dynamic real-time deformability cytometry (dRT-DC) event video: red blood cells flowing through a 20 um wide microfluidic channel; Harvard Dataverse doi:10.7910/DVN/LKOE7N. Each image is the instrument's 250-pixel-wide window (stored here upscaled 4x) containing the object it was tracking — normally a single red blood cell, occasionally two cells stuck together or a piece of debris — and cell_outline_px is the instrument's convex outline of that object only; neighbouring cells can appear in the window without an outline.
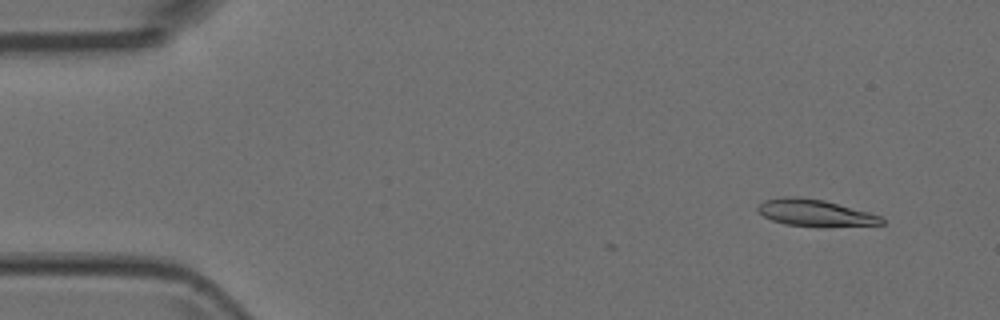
{"species": "Egyptian fruit bat (a non-hibernating species)", "species_latin": "Rousettus aegyptiacus", "temperature_condition": "room temperature", "stored_images_in_passage": 3, "camera_frame_rate_fps": 3000, "um_per_image_px": 0.085, "animal": {"sex": "female"}, "frame": {"image": 1, "passage_image": 1, "time_ms": 0.0, "image_size_px": [1000, 320], "cell_outline_px": [[884, 224], [824, 228], [784, 224], [772, 220], [764, 216], [756, 208], [756, 204], [764, 200], [784, 196], [800, 196], [824, 200], [868, 212], [880, 216], [884, 220]], "centroid_in_image_um": [69.27, 18.1], "position_along_channel_um": 15.7, "area_um2": 19.77}}